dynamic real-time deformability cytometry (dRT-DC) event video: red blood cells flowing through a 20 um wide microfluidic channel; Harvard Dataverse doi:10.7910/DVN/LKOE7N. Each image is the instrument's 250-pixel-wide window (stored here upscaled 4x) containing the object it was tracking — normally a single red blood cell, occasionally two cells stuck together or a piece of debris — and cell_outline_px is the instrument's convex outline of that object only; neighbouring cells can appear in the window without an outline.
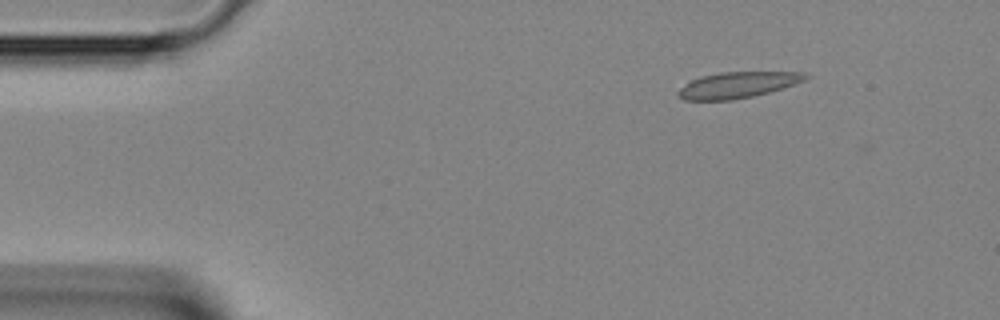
{"species": "Egyptian fruit bat (a non-hibernating species)", "species_latin": "Rousettus aegyptiacus", "temperature_condition": "room temperature", "stored_images_in_passage": 38, "camera_frame_rate_fps": 3000, "um_per_image_px": 0.085, "animal": {"sex": "female"}, "frame": {"image": 1, "passage_image": 1, "time_ms": 0.0, "image_size_px": [1000, 320], "cell_outline_px": [[812, 76], [804, 80], [784, 88], [752, 96], [732, 100], [684, 100], [676, 92], [688, 80], [700, 76], [720, 72], [804, 72]], "centroid_in_image_um": [62.68, 7.21], "position_along_channel_um": 22.3, "area_um2": 19.42}}
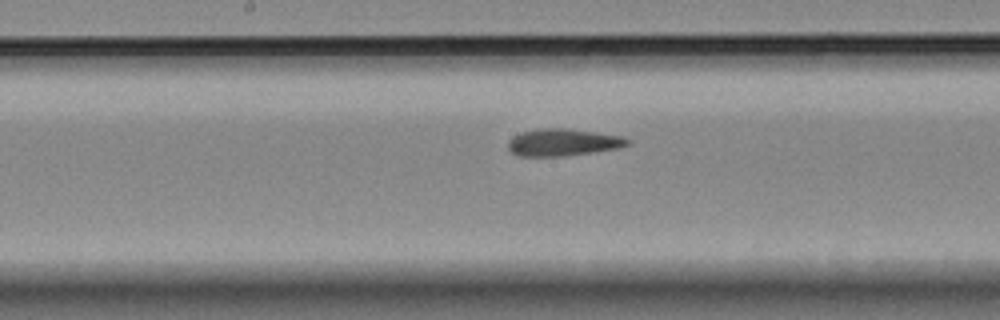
{"frame": {"image": 2, "passage_image": 17, "time_ms": 5.333, "image_size_px": [1000, 320], "cell_outline_px": [[632, 144], [620, 148], [592, 152], [560, 156], [520, 156], [512, 152], [508, 148], [508, 140], [512, 136], [520, 132], [536, 128], [564, 128], [596, 132], [624, 136], [632, 140]], "centroid_in_image_um": [47.88, 12.08], "position_along_channel_um": 200.3, "area_um2": 19.13}}
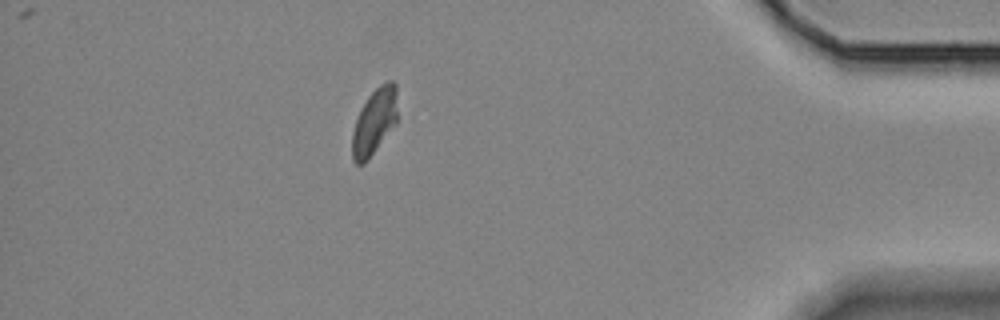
{"frame": {"image": 3, "passage_image": 33, "time_ms": 10.667, "image_size_px": [1000, 320], "cell_outline_px": [[396, 124], [368, 160], [364, 164], [356, 164], [352, 160], [352, 132], [360, 108], [368, 96], [380, 84], [388, 80], [392, 80], [396, 84]], "centroid_in_image_um": [31.81, 10.35], "position_along_channel_um": 403.4, "area_um2": 17.51}}